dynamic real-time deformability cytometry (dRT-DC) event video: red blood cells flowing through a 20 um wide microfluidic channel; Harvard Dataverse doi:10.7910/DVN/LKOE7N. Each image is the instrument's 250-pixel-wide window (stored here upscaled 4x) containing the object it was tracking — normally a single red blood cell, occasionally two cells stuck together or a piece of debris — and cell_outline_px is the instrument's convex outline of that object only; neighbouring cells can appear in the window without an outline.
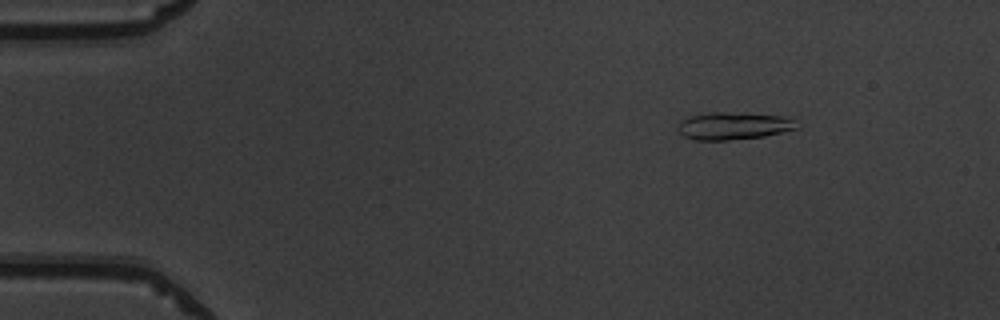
{"species": "common noctule bat (a hibernating species)", "species_latin": "Nyctalus noctula", "temperature_condition": "warm", "stored_images_in_passage": 15, "camera_frame_rate_fps": 3000, "um_per_image_px": 0.085, "animal": {"sex": "male", "body_mass_g": 19.5, "forearm_length_mm": 54.6}, "frame": {"image": 1, "passage_image": 7, "time_ms": 2.0, "image_size_px": [1000, 320], "cell_outline_px": [[800, 128], [764, 136], [728, 140], [696, 140], [684, 136], [676, 128], [680, 120], [688, 116], [708, 112], [744, 112], [780, 116], [792, 120]], "centroid_in_image_um": [62.29, 10.69], "position_along_channel_um": 22.7, "area_um2": 19.13}}